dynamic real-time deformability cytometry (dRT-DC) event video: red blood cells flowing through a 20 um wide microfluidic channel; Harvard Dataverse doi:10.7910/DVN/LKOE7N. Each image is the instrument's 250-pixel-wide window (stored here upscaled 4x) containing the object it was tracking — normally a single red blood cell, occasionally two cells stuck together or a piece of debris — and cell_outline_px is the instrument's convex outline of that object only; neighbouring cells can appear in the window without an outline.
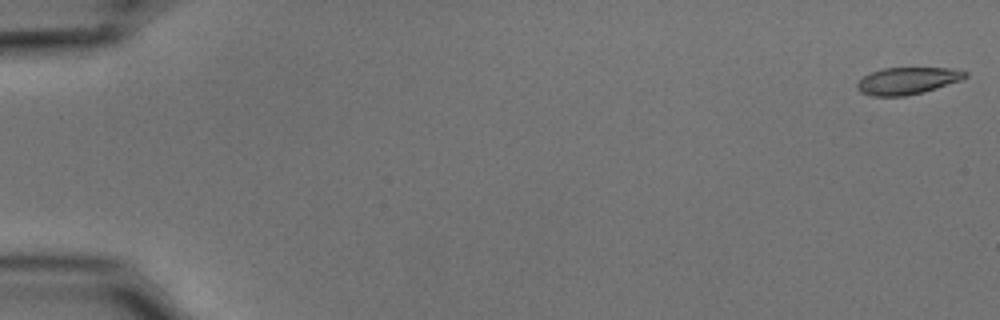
{"species": "common noctule bat (a hibernating species)", "species_latin": "Nyctalus noctula", "temperature_condition": "cold", "stored_images_in_passage": 12, "camera_frame_rate_fps": 3000, "um_per_image_px": 0.085, "animal": {"sex": "male", "body_mass_g": 15.6}, "frame": {"image": 1, "passage_image": 1, "time_ms": 0.0, "image_size_px": [1000, 320], "cell_outline_px": [[968, 76], [960, 80], [924, 92], [904, 96], [872, 96], [860, 92], [856, 88], [856, 84], [864, 76], [872, 72], [884, 68], [948, 68], [968, 72]], "centroid_in_image_um": [77.11, 6.87], "position_along_channel_um": 7.9, "area_um2": 16.88}}